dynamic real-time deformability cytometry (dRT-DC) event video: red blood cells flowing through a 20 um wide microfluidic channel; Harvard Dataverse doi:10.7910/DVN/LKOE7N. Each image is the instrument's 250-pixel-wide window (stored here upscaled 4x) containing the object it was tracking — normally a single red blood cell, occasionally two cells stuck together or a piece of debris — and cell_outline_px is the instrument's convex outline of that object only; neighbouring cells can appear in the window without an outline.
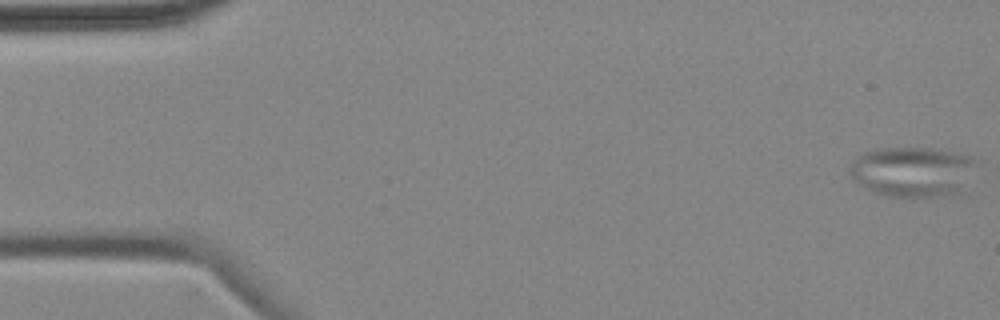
{"species": "common noctule bat (a hibernating species)", "species_latin": "Nyctalus noctula", "temperature_condition": "cold", "stored_images_in_passage": 15, "camera_frame_rate_fps": 3000, "um_per_image_px": 0.085, "animal": {"sex": "female", "body_mass_g": 18.4}, "frame": {"image": 1, "passage_image": 1, "time_ms": 0.0, "image_size_px": [1000, 320], "cell_outline_px": [[976, 164], [960, 192], [956, 196], [912, 200], [888, 196], [872, 192], [864, 188], [852, 176], [852, 164], [864, 152], [876, 148], [928, 148], [952, 152], [972, 156], [976, 160]], "centroid_in_image_um": [77.61, 14.65], "position_along_channel_um": 7.4, "area_um2": 37.51}}
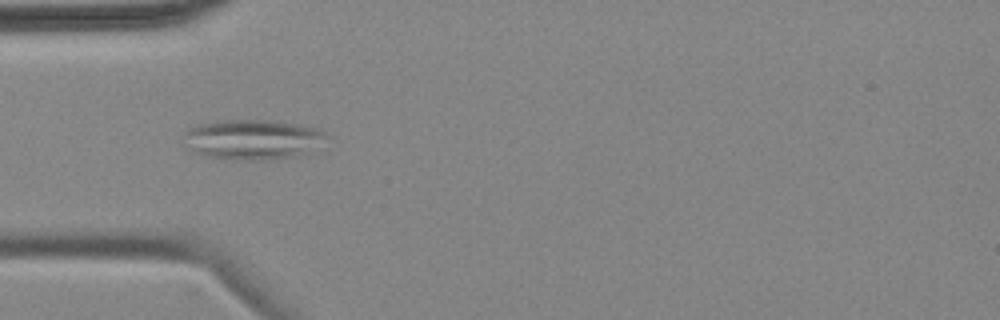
{"frame": {"image": 2, "passage_image": 5, "time_ms": 5.333, "image_size_px": [1000, 320], "cell_outline_px": [[332, 136], [300, 156], [268, 160], [236, 160], [204, 156], [192, 152], [188, 148], [184, 132], [188, 128], [200, 124], [216, 120], [268, 120], [296, 124], [316, 128]], "centroid_in_image_um": [21.47, 11.86], "position_along_channel_um": 63.5, "area_um2": 33.52}}